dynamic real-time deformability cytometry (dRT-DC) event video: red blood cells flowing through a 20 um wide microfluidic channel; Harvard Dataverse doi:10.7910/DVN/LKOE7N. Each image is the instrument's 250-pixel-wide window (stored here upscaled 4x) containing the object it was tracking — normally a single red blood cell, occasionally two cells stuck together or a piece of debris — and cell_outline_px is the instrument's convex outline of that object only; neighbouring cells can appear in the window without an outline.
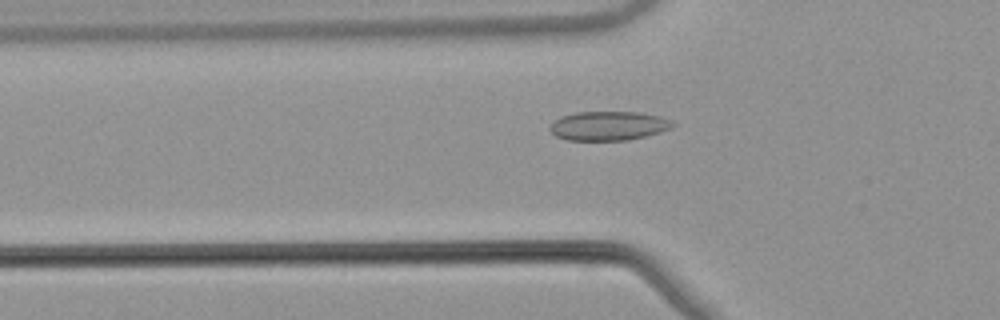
{"species": "common noctule bat (a hibernating species)", "species_latin": "Nyctalus noctula", "temperature_condition": "warm", "stored_images_in_passage": 37, "camera_frame_rate_fps": 3000, "um_per_image_px": 0.085, "animal": {"sex": "male", "body_mass_g": 21.5, "forearm_length_mm": 52.0}, "frame": {"image": 1, "passage_image": 2, "time_ms": 0.333, "image_size_px": [1000, 320], "cell_outline_px": [[676, 124], [672, 128], [660, 132], [628, 140], [568, 140], [556, 136], [548, 128], [560, 116], [576, 112], [640, 112], [660, 116], [672, 120]], "centroid_in_image_um": [51.75, 10.69], "position_along_channel_um": 74.0, "area_um2": 20.87}}
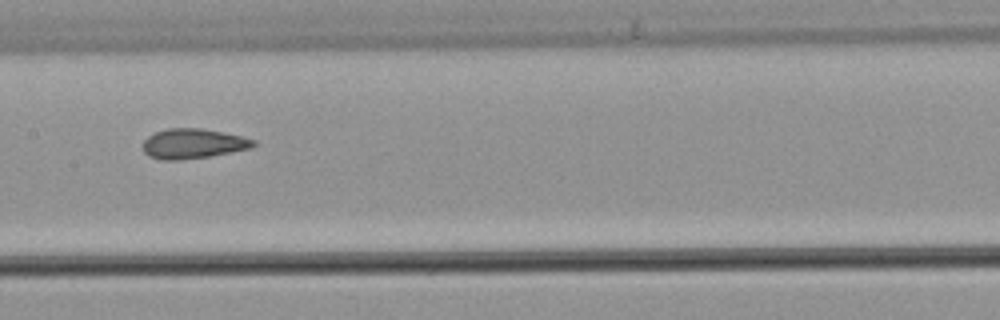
{"frame": {"image": 2, "passage_image": 11, "time_ms": 3.333, "image_size_px": [1000, 320], "cell_outline_px": [[256, 144], [252, 148], [232, 152], [208, 156], [180, 160], [160, 160], [148, 156], [144, 152], [144, 140], [148, 136], [156, 132], [168, 128], [200, 128], [224, 132], [256, 140]], "centroid_in_image_um": [16.41, 12.21], "position_along_channel_um": 191.0, "area_um2": 19.25}}
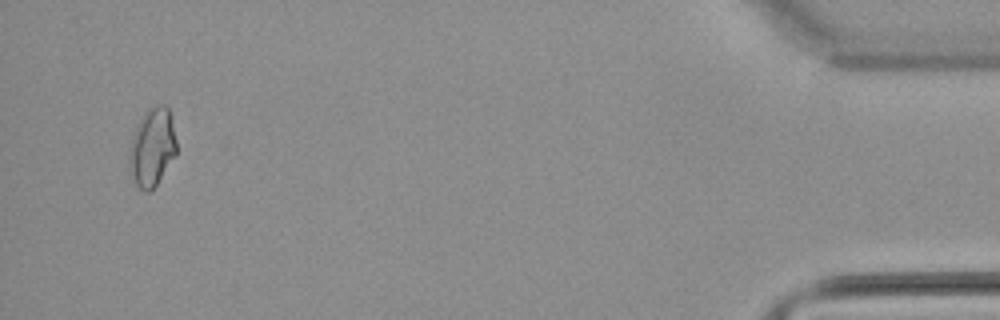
{"frame": {"image": 3, "passage_image": 35, "time_ms": 11.333, "image_size_px": [1000, 320], "cell_outline_px": [[176, 156], [156, 184], [148, 192], [144, 192], [136, 184], [132, 176], [128, 164], [128, 156], [132, 136], [144, 112], [148, 108], [160, 104], [164, 104], [168, 108], [176, 140]], "centroid_in_image_um": [12.92, 12.52], "position_along_channel_um": 422.3, "area_um2": 21.39}, "authors_computed_cell_mechanics": {"area_um2": 19.2474, "velocity_mm_per_s": 3.877, "shape_relaxation_time_tau1_ms": null, "shape_relaxation_time_tau2_ms": 2.2842, "deformation_change_tau1": null, "deformation_change_tau2": 0.0791}}